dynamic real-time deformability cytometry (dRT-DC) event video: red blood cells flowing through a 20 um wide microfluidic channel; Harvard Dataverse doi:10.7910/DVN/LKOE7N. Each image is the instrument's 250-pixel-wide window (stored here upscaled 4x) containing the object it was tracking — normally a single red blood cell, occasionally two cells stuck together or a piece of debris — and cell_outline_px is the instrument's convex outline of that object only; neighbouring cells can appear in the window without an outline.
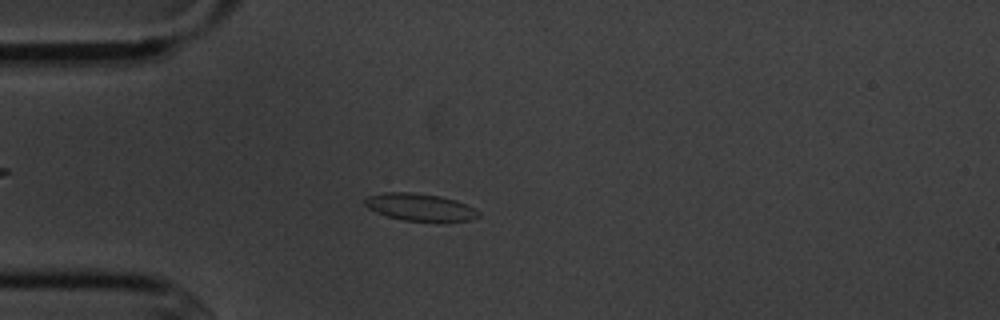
{"species": "common noctule bat (a hibernating species)", "species_latin": "Nyctalus noctula", "temperature_condition": "cold", "stored_images_in_passage": 6, "camera_frame_rate_fps": 3000, "um_per_image_px": 0.085, "animal": {"sex": "male", "body_mass_g": 20.1, "forearm_length_mm": 53.5}, "frame": {"image": 1, "passage_image": 5, "time_ms": 5.667, "image_size_px": [1000, 320], "cell_outline_px": [[480, 216], [472, 220], [444, 224], [404, 220], [388, 216], [376, 212], [368, 208], [364, 204], [364, 200], [368, 196], [384, 192], [412, 192], [440, 196], [456, 200], [480, 212]], "centroid_in_image_um": [35.75, 17.65], "position_along_channel_um": 49.2, "area_um2": 18.67}}